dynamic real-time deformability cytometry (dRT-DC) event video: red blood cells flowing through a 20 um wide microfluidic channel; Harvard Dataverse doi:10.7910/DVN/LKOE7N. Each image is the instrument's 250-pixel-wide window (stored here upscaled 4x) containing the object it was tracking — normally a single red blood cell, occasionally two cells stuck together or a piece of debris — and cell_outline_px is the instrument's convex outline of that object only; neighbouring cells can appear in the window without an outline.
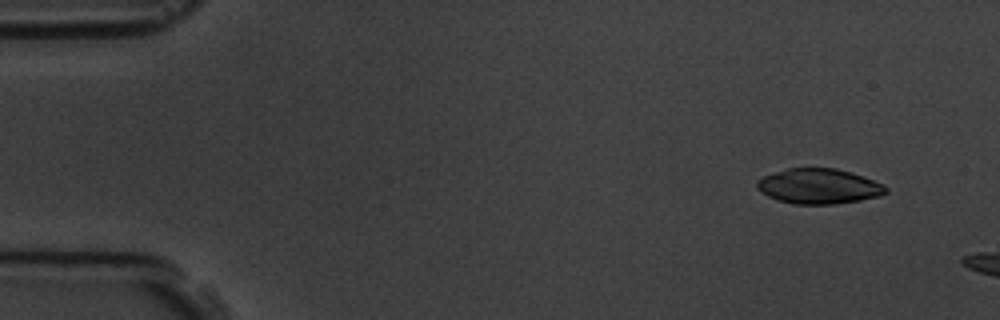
{"species": "common noctule bat (a hibernating species)", "species_latin": "Nyctalus noctula", "temperature_condition": "room temperature", "stored_images_in_passage": 4, "camera_frame_rate_fps": 3000, "um_per_image_px": 0.085, "animal": {"sex": "male", "body_mass_g": 19.5, "forearm_length_mm": 54.6}, "frame": {"image": 1, "passage_image": 2, "time_ms": 1.0, "image_size_px": [1000, 320], "cell_outline_px": [[888, 192], [880, 196], [860, 200], [836, 204], [792, 204], [768, 196], [760, 192], [756, 188], [756, 180], [764, 176], [788, 168], [836, 168], [884, 184], [888, 188]], "centroid_in_image_um": [69.59, 15.84], "position_along_channel_um": 15.4, "area_um2": 26.3}}